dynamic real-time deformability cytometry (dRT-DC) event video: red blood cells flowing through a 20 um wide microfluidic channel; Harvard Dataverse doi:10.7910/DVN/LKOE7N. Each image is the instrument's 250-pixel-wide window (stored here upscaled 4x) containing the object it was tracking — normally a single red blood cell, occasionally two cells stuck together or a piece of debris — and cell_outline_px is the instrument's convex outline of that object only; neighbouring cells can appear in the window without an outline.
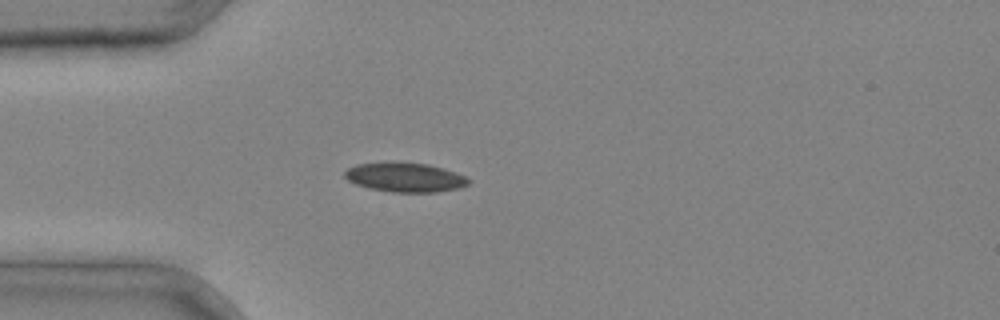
{"species": "common noctule bat (a hibernating species)", "species_latin": "Nyctalus noctula", "temperature_condition": "cold", "stored_images_in_passage": 3, "camera_frame_rate_fps": 3000, "um_per_image_px": 0.085, "animal": {"sex": "male", "body_mass_g": 20.4}, "frame": {"image": 1, "passage_image": 3, "time_ms": 0.667, "image_size_px": [1000, 320], "cell_outline_px": [[472, 180], [468, 184], [456, 188], [436, 192], [392, 192], [368, 188], [356, 184], [348, 180], [344, 176], [344, 172], [348, 168], [356, 164], [392, 160], [428, 164], [444, 168], [464, 176]], "centroid_in_image_um": [34.38, 15.04], "position_along_channel_um": 50.6, "area_um2": 21.5}}